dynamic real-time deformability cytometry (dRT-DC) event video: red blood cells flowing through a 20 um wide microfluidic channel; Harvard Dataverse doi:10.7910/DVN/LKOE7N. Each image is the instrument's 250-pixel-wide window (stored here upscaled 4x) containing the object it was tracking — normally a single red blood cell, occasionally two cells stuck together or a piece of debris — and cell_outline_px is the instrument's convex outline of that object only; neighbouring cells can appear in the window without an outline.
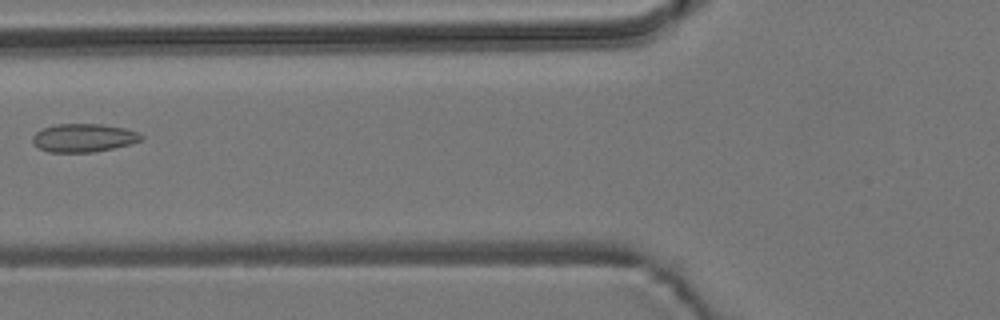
{"species": "common noctule bat (a hibernating species)", "species_latin": "Nyctalus noctula", "temperature_condition": "room temperature", "stored_images_in_passage": 6, "camera_frame_rate_fps": 3000, "um_per_image_px": 0.085, "animal": {"sex": "male", "body_mass_g": 19.2, "forearm_length_mm": 51.8}, "frame": {"image": 1, "passage_image": 4, "time_ms": 3.667, "image_size_px": [1000, 320], "cell_outline_px": [[144, 140], [112, 148], [92, 152], [48, 152], [40, 148], [32, 140], [32, 136], [36, 132], [44, 128], [56, 124], [100, 124], [124, 128], [136, 132], [144, 136]], "centroid_in_image_um": [7.11, 11.71], "position_along_channel_um": 118.7, "area_um2": 17.69}}